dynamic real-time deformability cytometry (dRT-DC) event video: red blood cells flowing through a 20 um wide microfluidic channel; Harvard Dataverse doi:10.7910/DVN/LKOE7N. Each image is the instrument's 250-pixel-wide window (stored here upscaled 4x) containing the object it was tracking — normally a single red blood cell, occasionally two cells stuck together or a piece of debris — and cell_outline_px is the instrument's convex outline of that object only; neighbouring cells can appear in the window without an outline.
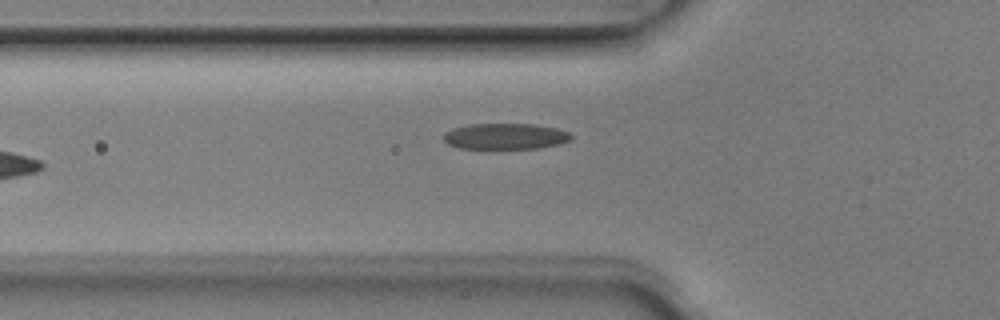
{"species": "Egyptian fruit bat (a non-hibernating species)", "species_latin": "Rousettus aegyptiacus", "temperature_condition": "room temperature", "stored_images_in_passage": 5, "camera_frame_rate_fps": 3000, "um_per_image_px": 0.085, "animal": {"sex": "male"}, "frame": {"image": 1, "passage_image": 5, "time_ms": 1.333, "image_size_px": [1000, 320], "cell_outline_px": [[572, 140], [560, 144], [536, 148], [460, 148], [448, 144], [444, 140], [444, 132], [452, 128], [468, 124], [532, 124], [556, 128], [568, 132], [572, 136]], "centroid_in_image_um": [42.95, 11.58], "position_along_channel_um": 82.9, "area_um2": 19.25}}